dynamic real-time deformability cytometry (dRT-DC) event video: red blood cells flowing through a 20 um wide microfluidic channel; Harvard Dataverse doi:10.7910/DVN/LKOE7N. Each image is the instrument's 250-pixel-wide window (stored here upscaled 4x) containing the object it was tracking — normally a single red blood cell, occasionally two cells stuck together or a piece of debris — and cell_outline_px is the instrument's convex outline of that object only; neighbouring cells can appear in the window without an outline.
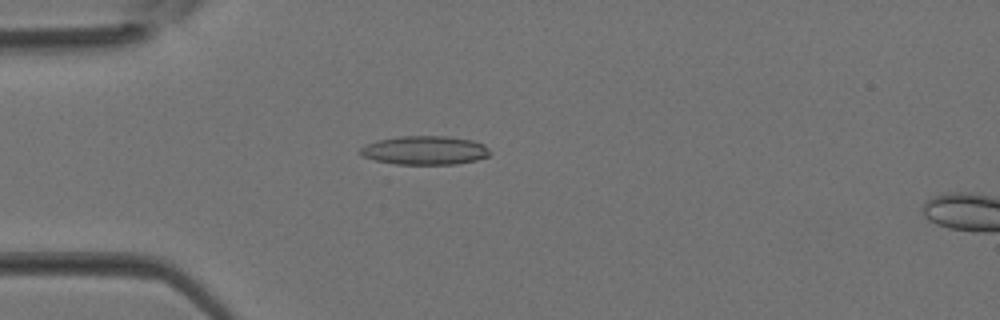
{"species": "Egyptian fruit bat (a non-hibernating species)", "species_latin": "Rousettus aegyptiacus", "temperature_condition": "room temperature", "stored_images_in_passage": 12, "camera_frame_rate_fps": 3000, "um_per_image_px": 0.085, "animal": {"sex": "female"}, "frame": {"image": 1, "passage_image": 10, "time_ms": 3.0, "image_size_px": [1000, 320], "cell_outline_px": [[492, 152], [488, 156], [476, 160], [456, 164], [396, 164], [376, 160], [364, 156], [360, 152], [360, 148], [376, 140], [400, 136], [448, 136], [472, 140], [484, 144]], "centroid_in_image_um": [36.15, 12.77], "position_along_channel_um": 48.8, "area_um2": 21.68}}